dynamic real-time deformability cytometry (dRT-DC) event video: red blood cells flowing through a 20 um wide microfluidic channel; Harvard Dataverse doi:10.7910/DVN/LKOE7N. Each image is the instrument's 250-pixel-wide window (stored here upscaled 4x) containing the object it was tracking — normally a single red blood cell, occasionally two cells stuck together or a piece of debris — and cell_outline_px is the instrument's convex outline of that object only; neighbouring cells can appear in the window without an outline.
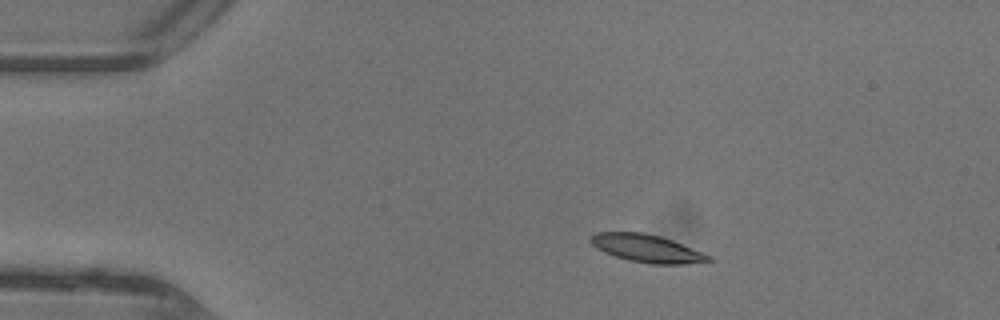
{"species": "common noctule bat (a hibernating species)", "species_latin": "Nyctalus noctula", "temperature_condition": "warm", "stored_images_in_passage": 16, "camera_frame_rate_fps": 3000, "um_per_image_px": 0.085, "animal": {"sex": "female"}, "frame": {"image": 1, "passage_image": 8, "time_ms": 2.333, "image_size_px": [1000, 320], "cell_outline_px": [[712, 260], [684, 264], [648, 264], [628, 260], [604, 252], [596, 248], [588, 240], [588, 236], [596, 232], [640, 232], [660, 236], [672, 240], [712, 256]], "centroid_in_image_um": [54.93, 21.11], "position_along_channel_um": 30.1, "area_um2": 19.07}}
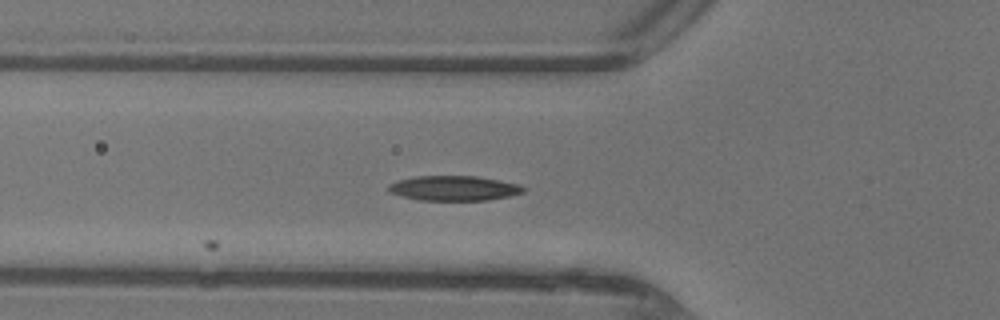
{"frame": {"image": 2, "passage_image": 16, "time_ms": 5.0, "image_size_px": [1000, 320], "cell_outline_px": [[528, 188], [524, 192], [508, 196], [488, 200], [420, 200], [388, 192], [388, 184], [400, 180], [416, 176], [476, 176], [500, 180], [520, 184]], "centroid_in_image_um": [38.63, 15.99], "position_along_channel_um": 87.2, "area_um2": 19.54}}